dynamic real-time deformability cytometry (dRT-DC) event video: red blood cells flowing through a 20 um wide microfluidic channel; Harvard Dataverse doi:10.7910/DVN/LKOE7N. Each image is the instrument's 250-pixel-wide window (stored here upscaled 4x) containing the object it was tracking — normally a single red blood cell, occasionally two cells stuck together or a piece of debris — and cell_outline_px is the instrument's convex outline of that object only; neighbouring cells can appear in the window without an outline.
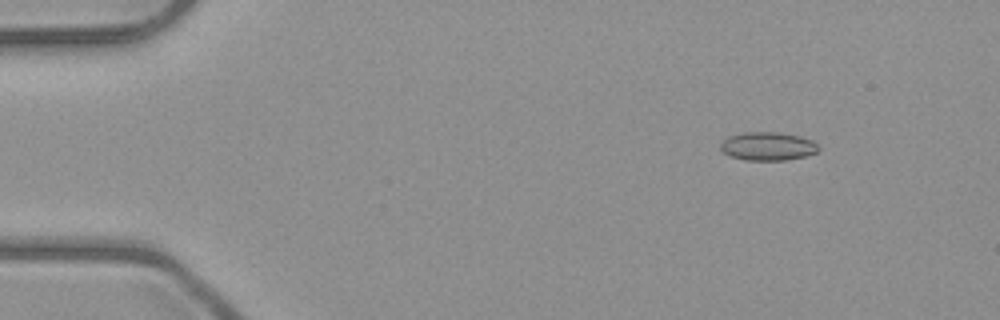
{"species": "common noctule bat (a hibernating species)", "species_latin": "Nyctalus noctula", "temperature_condition": "room temperature", "stored_images_in_passage": 6, "camera_frame_rate_fps": 3000, "um_per_image_px": 0.085, "animal": {"sex": "male", "body_mass_g": 23.1, "forearm_length_mm": 52.7}, "frame": {"image": 1, "passage_image": 2, "time_ms": 1.0, "image_size_px": [1000, 320], "cell_outline_px": [[820, 148], [816, 152], [804, 156], [788, 160], [744, 160], [732, 156], [724, 152], [720, 148], [720, 144], [728, 136], [744, 132], [776, 132], [800, 136], [812, 140]], "centroid_in_image_um": [65.26, 12.43], "position_along_channel_um": 19.7, "area_um2": 16.13}}
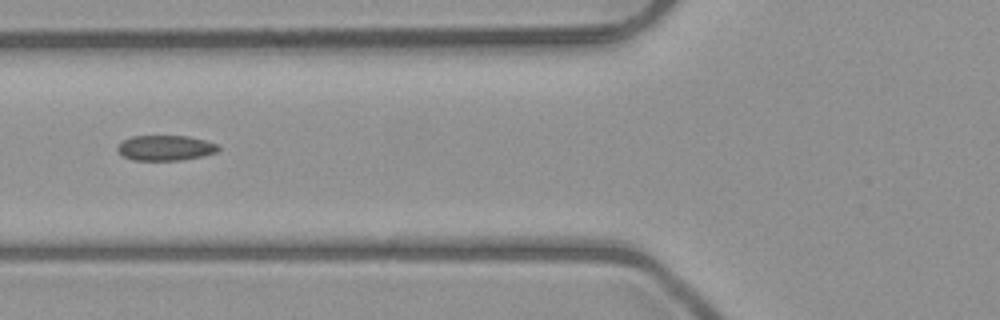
{"frame": {"image": 2, "passage_image": 6, "time_ms": 5.667, "image_size_px": [1000, 320], "cell_outline_px": [[220, 148], [216, 152], [200, 156], [180, 160], [132, 160], [124, 156], [116, 148], [124, 140], [132, 136], [188, 136], [204, 140], [216, 144]], "centroid_in_image_um": [14.05, 12.57], "position_along_channel_um": 111.7, "area_um2": 14.57}}